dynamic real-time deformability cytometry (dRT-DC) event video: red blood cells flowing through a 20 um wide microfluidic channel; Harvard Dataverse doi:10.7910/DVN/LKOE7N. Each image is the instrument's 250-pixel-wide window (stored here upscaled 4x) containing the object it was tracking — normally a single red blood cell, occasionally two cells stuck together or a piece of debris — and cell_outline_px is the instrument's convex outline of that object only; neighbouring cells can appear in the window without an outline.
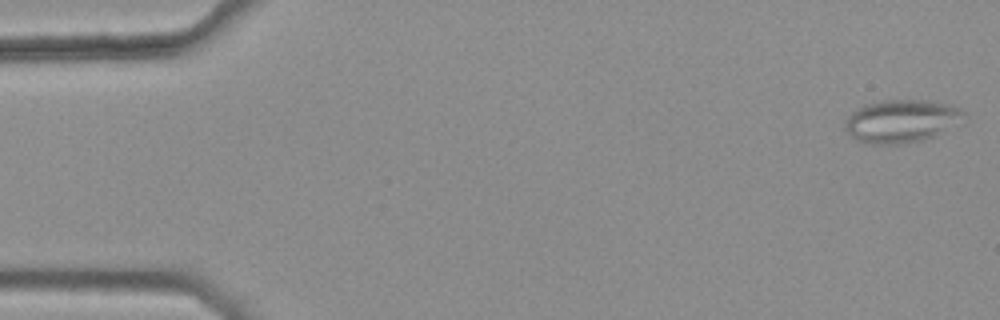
{"species": "common noctule bat (a hibernating species)", "species_latin": "Nyctalus noctula", "temperature_condition": "warm", "stored_images_in_passage": 47, "camera_frame_rate_fps": 3000, "um_per_image_px": 0.085, "animal": {"sex": "female", "body_mass_g": 25.1}, "frame": {"image": 1, "passage_image": 1, "time_ms": 0.0, "image_size_px": [1000, 320], "cell_outline_px": [[968, 112], [964, 124], [932, 136], [920, 140], [900, 144], [864, 144], [856, 140], [844, 128], [844, 120], [852, 112], [864, 104], [884, 100], [928, 100], [948, 104], [960, 108]], "centroid_in_image_um": [76.68, 10.29], "position_along_channel_um": 8.3, "area_um2": 30.35}}
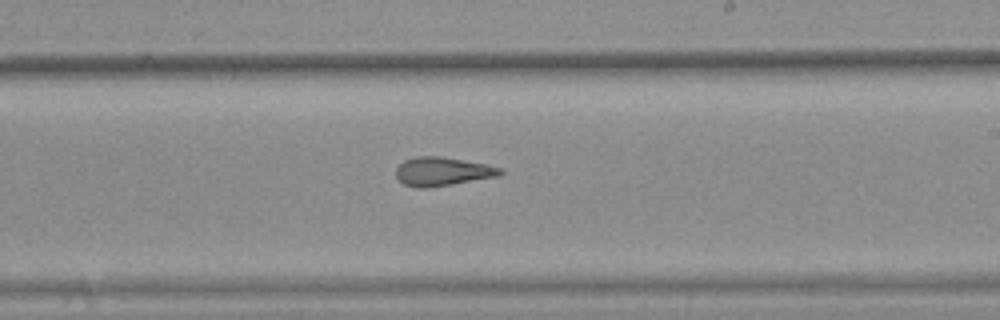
{"frame": {"image": 2, "passage_image": 31, "time_ms": 10.0, "image_size_px": [1000, 320], "cell_outline_px": [[504, 172], [500, 176], [452, 184], [424, 188], [416, 188], [404, 184], [396, 176], [396, 168], [404, 160], [416, 156], [440, 156], [484, 164], [504, 168]], "centroid_in_image_um": [37.62, 14.58], "position_along_channel_um": 251.4, "area_um2": 17.4}}
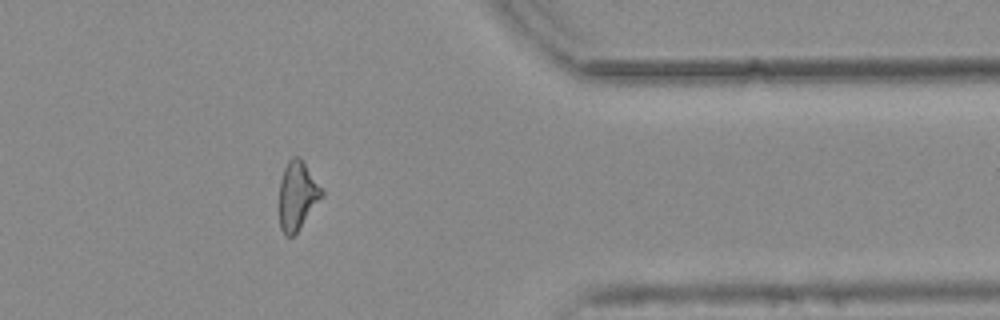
{"frame": {"image": 3, "passage_image": 43, "time_ms": 14.0, "image_size_px": [1000, 320], "cell_outline_px": [[324, 196], [296, 232], [292, 236], [284, 236], [280, 228], [280, 180], [284, 168], [288, 160], [292, 156], [300, 156], [324, 192]], "centroid_in_image_um": [25.27, 16.61], "position_along_channel_um": 386.1, "area_um2": 16.88}, "authors_computed_cell_mechanics": {"area_um2": 17.8024, "velocity_mm_per_s": 3.7871, "shape_relaxation_time_tau1_ms": null, "shape_relaxation_time_tau2_ms": 2.3098, "deformation_change_tau1": null, "deformation_change_tau2": 0.1186}}